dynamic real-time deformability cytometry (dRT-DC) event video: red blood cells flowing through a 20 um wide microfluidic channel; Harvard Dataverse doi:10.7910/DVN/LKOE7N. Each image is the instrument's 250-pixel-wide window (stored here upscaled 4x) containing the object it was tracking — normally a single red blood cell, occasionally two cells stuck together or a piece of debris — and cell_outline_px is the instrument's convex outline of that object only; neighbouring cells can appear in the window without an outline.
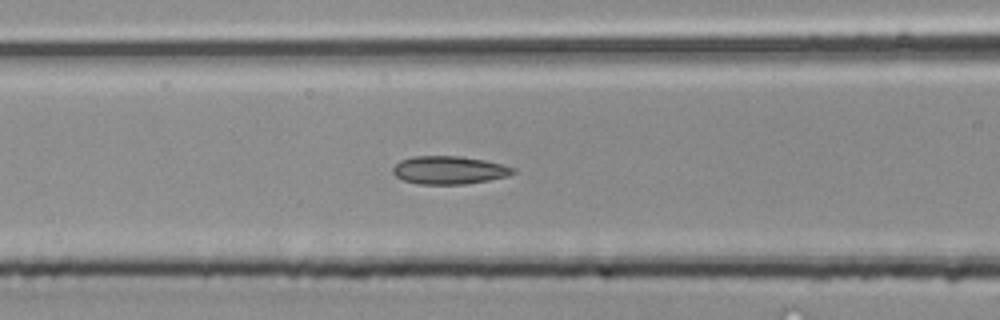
{"species": "common noctule bat (a hibernating species)", "species_latin": "Nyctalus noctula", "temperature_condition": "room temperature", "stored_images_in_passage": 25, "camera_frame_rate_fps": 3000, "um_per_image_px": 0.085, "animal": {"sex": "male", "body_mass_g": 20.4}, "frame": {"image": 1, "passage_image": 8, "time_ms": 2.333, "image_size_px": [1000, 320], "cell_outline_px": [[516, 172], [508, 176], [488, 180], [464, 184], [416, 184], [404, 180], [396, 176], [392, 172], [392, 168], [400, 160], [412, 156], [460, 156], [484, 160], [516, 168]], "centroid_in_image_um": [38.16, 14.46], "position_along_channel_um": 128.4, "area_um2": 19.65}}
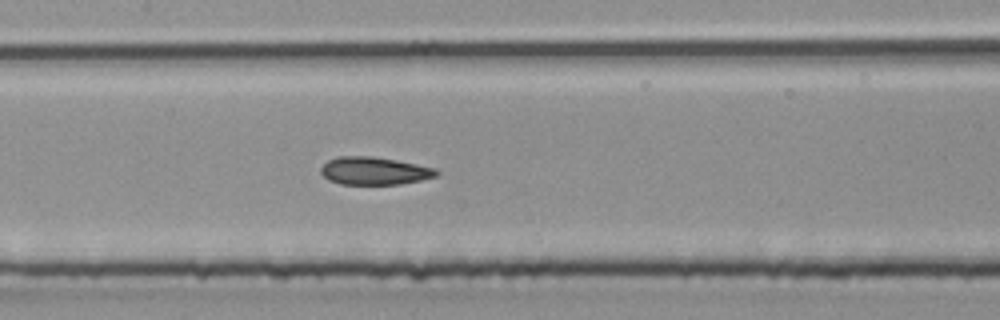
{"frame": {"image": 2, "passage_image": 11, "time_ms": 3.333, "image_size_px": [1000, 320], "cell_outline_px": [[440, 172], [436, 176], [420, 180], [400, 184], [340, 184], [328, 180], [320, 172], [320, 168], [328, 160], [340, 156], [372, 156], [396, 160], [436, 168]], "centroid_in_image_um": [31.81, 14.52], "position_along_channel_um": 175.6, "area_um2": 18.67}}